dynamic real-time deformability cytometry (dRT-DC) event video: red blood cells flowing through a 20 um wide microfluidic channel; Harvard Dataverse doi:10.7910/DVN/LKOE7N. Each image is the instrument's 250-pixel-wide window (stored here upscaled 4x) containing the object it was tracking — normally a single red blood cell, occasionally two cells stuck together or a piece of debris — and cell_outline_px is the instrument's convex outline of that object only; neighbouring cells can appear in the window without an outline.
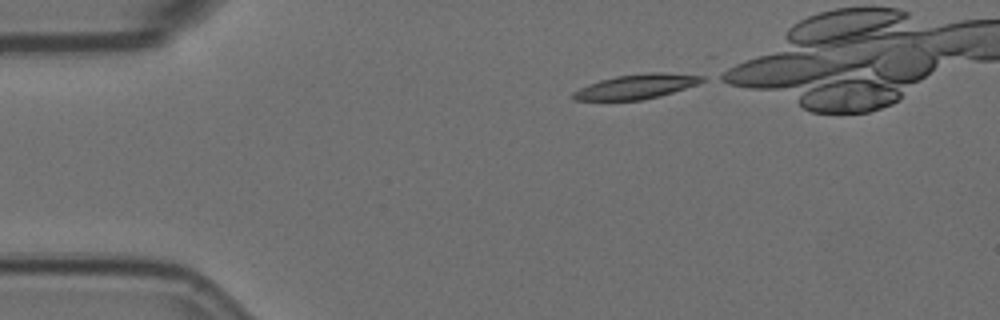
{"species": "Egyptian fruit bat (a non-hibernating species)", "species_latin": "Rousettus aegyptiacus", "temperature_condition": "room temperature", "stored_images_in_passage": 10, "camera_frame_rate_fps": 3000, "um_per_image_px": 0.085, "animal": {"sex": "female"}, "frame": {"image": 1, "passage_image": 1, "time_ms": 0.0, "image_size_px": [1000, 320], "cell_outline_px": [[704, 80], [696, 84], [660, 96], [644, 100], [572, 100], [572, 92], [588, 84], [600, 80], [616, 76], [648, 72], [660, 72], [704, 76]], "centroid_in_image_um": [54.04, 7.36], "position_along_channel_um": 31.0, "area_um2": 18.32}}
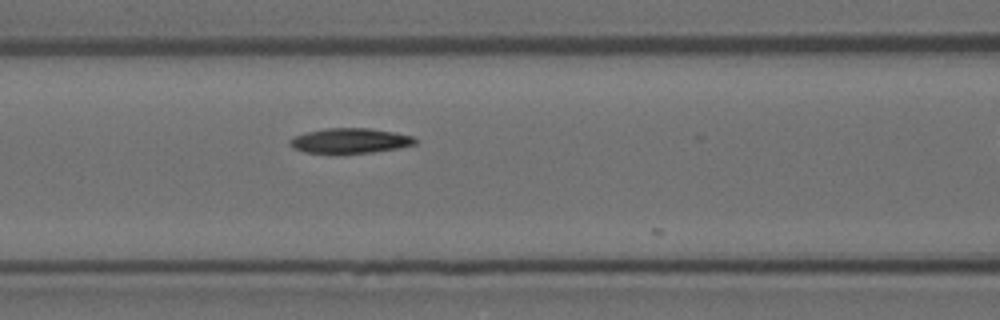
{"frame": {"image": 2, "passage_image": 5, "time_ms": 1.333, "image_size_px": [1000, 320], "cell_outline_px": [[416, 144], [396, 148], [372, 152], [304, 152], [292, 148], [288, 144], [288, 140], [292, 136], [324, 128], [368, 128], [392, 132], [412, 136], [416, 140]], "centroid_in_image_um": [29.68, 11.94], "position_along_channel_um": 136.9, "area_um2": 17.92}}